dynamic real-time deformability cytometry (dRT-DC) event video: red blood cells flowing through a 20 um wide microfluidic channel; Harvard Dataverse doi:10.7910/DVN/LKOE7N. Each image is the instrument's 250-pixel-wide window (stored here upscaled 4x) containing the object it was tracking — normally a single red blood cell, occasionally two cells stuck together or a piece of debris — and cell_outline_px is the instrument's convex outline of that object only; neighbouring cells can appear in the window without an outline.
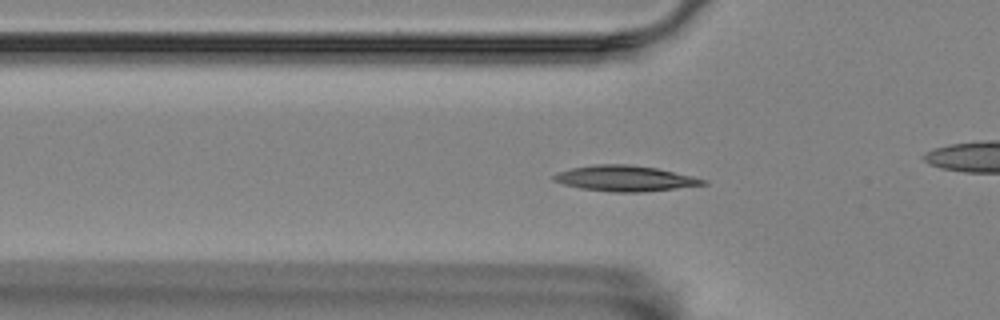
{"species": "Egyptian fruit bat (a non-hibernating species)", "species_latin": "Rousettus aegyptiacus", "temperature_condition": "room temperature", "stored_images_in_passage": 45, "camera_frame_rate_fps": 3000, "um_per_image_px": 0.085, "animal": {"sex": "female"}, "frame": {"image": 1, "passage_image": 6, "time_ms": 1.667, "image_size_px": [1000, 320], "cell_outline_px": [[708, 184], [676, 188], [640, 192], [612, 192], [580, 188], [564, 184], [552, 180], [552, 176], [556, 172], [572, 168], [596, 164], [628, 164], [656, 168], [692, 176], [708, 180]], "centroid_in_image_um": [53.1, 15.16], "position_along_channel_um": 72.7, "area_um2": 22.2}}
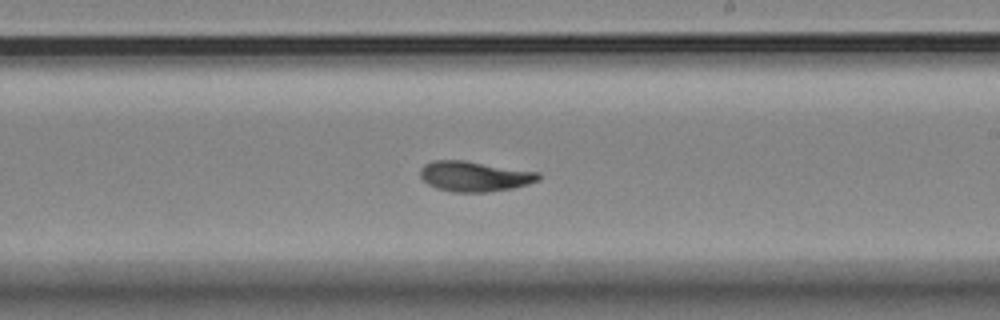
{"frame": {"image": 2, "passage_image": 21, "time_ms": 6.667, "image_size_px": [1000, 320], "cell_outline_px": [[540, 180], [528, 184], [512, 188], [488, 192], [452, 192], [436, 188], [428, 184], [420, 176], [420, 168], [424, 164], [432, 160], [464, 160], [540, 172]], "centroid_in_image_um": [40.33, 14.98], "position_along_channel_um": 248.7, "area_um2": 20.98}}
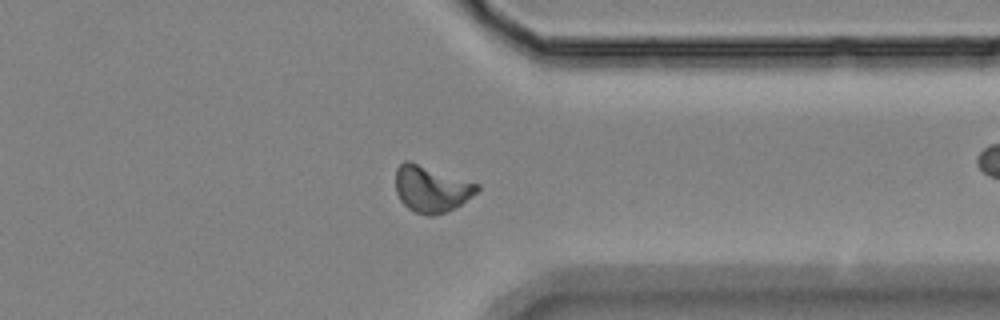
{"frame": {"image": 3, "passage_image": 32, "time_ms": 10.333, "image_size_px": [1000, 320], "cell_outline_px": [[480, 188], [472, 196], [460, 204], [444, 212], [432, 216], [428, 216], [416, 212], [408, 208], [400, 200], [396, 192], [396, 168], [404, 160], [408, 160], [480, 184]], "centroid_in_image_um": [36.64, 16.04], "position_along_channel_um": 374.8, "area_um2": 21.85}, "authors_computed_cell_mechanics": {"area_um2": 20.4612, "velocity_mm_per_s": 3.5064, "shape_relaxation_time_tau1_ms": 5.1526, "shape_relaxation_time_tau2_ms": 1.9735, "deformation_change_tau1": 0.1613, "deformation_change_tau2": 0.0735}}